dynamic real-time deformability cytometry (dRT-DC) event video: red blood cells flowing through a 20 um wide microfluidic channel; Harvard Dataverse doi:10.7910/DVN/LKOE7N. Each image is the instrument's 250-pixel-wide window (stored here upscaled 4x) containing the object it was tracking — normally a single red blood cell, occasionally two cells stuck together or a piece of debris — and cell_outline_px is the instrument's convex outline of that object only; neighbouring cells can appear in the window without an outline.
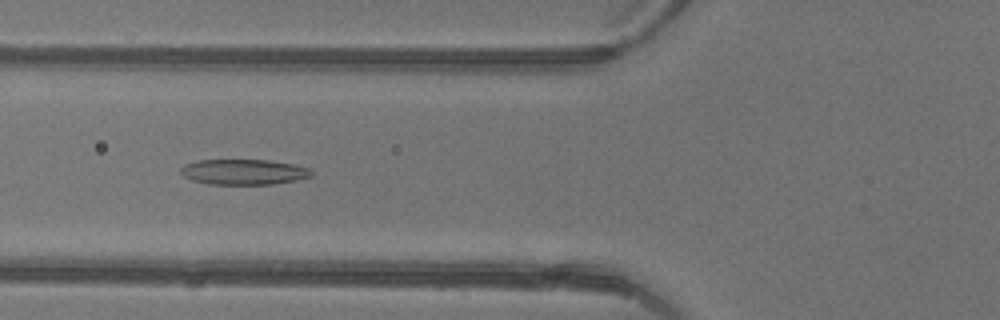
{"species": "common noctule bat (a hibernating species)", "species_latin": "Nyctalus noctula", "temperature_condition": "warm", "stored_images_in_passage": 28, "camera_frame_rate_fps": 3000, "um_per_image_px": 0.085, "animal": {"sex": "female"}, "frame": {"image": 1, "passage_image": 5, "time_ms": 1.333, "image_size_px": [1000, 320], "cell_outline_px": [[312, 176], [296, 180], [272, 184], [208, 184], [192, 180], [184, 176], [180, 172], [180, 168], [184, 164], [200, 160], [268, 160], [296, 164], [308, 168], [312, 172]], "centroid_in_image_um": [20.71, 14.61], "position_along_channel_um": 105.1, "area_um2": 19.36}}
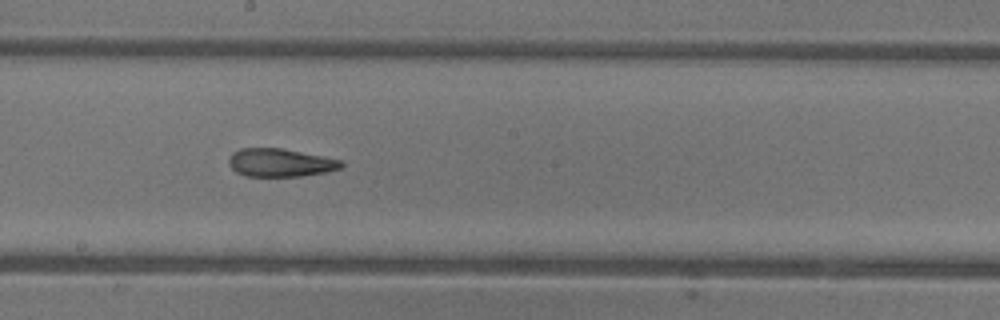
{"frame": {"image": 2, "passage_image": 13, "time_ms": 4.0, "image_size_px": [1000, 320], "cell_outline_px": [[344, 164], [340, 168], [328, 172], [300, 176], [244, 176], [236, 172], [228, 164], [228, 160], [232, 152], [240, 148], [280, 148], [340, 160]], "centroid_in_image_um": [23.77, 13.83], "position_along_channel_um": 224.4, "area_um2": 18.32}}
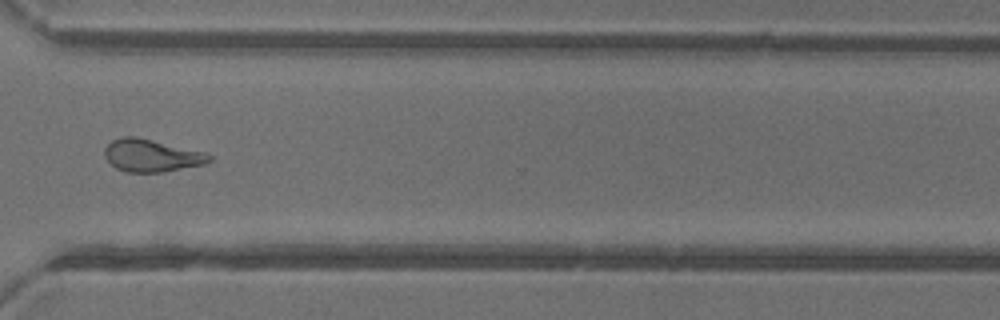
{"frame": {"image": 3, "passage_image": 22, "time_ms": 7.0, "image_size_px": [1000, 320], "cell_outline_px": [[212, 160], [204, 164], [164, 172], [128, 172], [116, 168], [104, 156], [104, 148], [112, 140], [120, 136], [136, 136], [204, 152], [212, 156]], "centroid_in_image_um": [12.86, 13.21], "position_along_channel_um": 357.7, "area_um2": 19.77}, "authors_computed_cell_mechanics": {"area_um2": 19.3919, "velocity_mm_per_s": 4.4599, "shape_relaxation_time_tau1_ms": null, "shape_relaxation_time_tau2_ms": 2.7976, "deformation_change_tau1": null, "deformation_change_tau2": 0.1259}}